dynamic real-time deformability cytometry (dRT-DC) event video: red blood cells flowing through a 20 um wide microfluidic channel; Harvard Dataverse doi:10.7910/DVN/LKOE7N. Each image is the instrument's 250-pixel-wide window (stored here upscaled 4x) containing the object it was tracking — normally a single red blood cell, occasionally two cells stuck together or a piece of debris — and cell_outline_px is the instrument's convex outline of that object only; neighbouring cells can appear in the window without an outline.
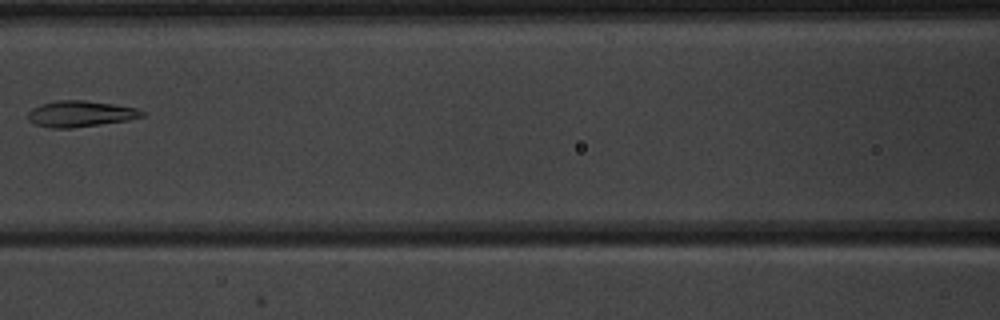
{"species": "common noctule bat (a hibernating species)", "species_latin": "Nyctalus noctula", "temperature_condition": "warm", "stored_images_in_passage": 8, "camera_frame_rate_fps": 3000, "um_per_image_px": 0.085, "animal": {"sex": "male", "body_mass_g": 20.1, "forearm_length_mm": 53.5}, "frame": {"image": 1, "passage_image": 7, "time_ms": 7.667, "image_size_px": [1000, 320], "cell_outline_px": [[144, 116], [128, 120], [72, 128], [48, 128], [32, 124], [28, 120], [28, 112], [32, 108], [40, 104], [56, 100], [84, 100], [112, 104], [136, 108], [144, 112]], "centroid_in_image_um": [6.77, 9.68], "position_along_channel_um": 159.8, "area_um2": 17.4}}
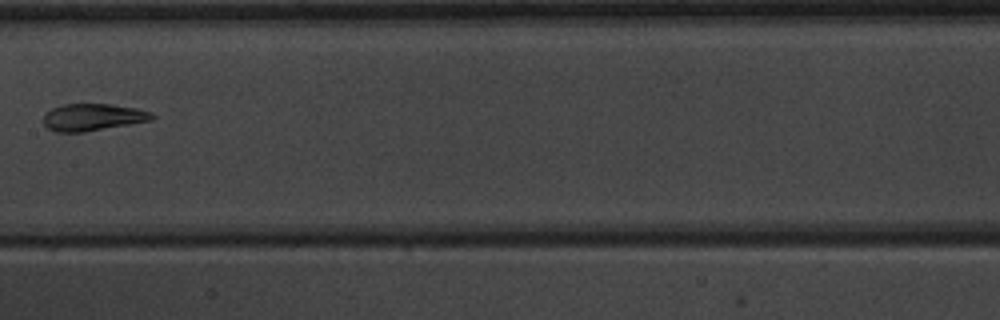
{"frame": {"image": 2, "passage_image": 8, "time_ms": 8.667, "image_size_px": [1000, 320], "cell_outline_px": [[156, 116], [152, 120], [84, 132], [56, 132], [48, 128], [44, 124], [44, 112], [52, 108], [64, 104], [112, 104], [136, 108], [148, 112]], "centroid_in_image_um": [7.85, 9.96], "position_along_channel_um": 199.5, "area_um2": 17.05}}